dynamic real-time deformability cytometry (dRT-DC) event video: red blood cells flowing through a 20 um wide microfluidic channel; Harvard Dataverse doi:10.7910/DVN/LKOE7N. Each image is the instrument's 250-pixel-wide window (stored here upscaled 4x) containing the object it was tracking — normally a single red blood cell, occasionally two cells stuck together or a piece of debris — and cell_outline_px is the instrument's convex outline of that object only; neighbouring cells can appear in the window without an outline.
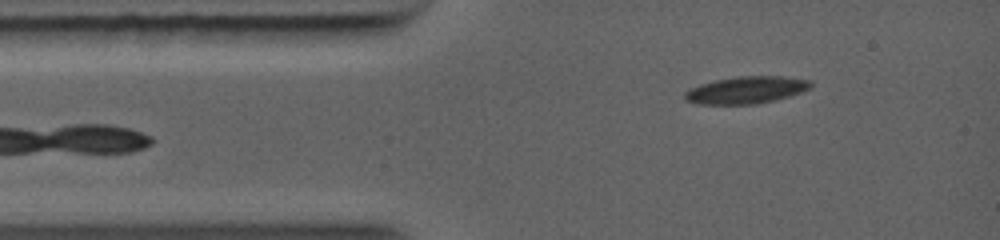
{"species": "common noctule bat (a hibernating species)", "species_latin": "Nyctalus noctula", "temperature_condition": "warm", "stored_images_in_passage": 47, "camera_frame_rate_fps": 5000, "um_per_image_px": 0.085, "animal": {"sex": "female", "body_mass_g": 19.0, "forearm_length_mm": 56.7}, "frame": {"image": 1, "passage_image": 8, "time_ms": 1.2, "image_size_px": [1000, 240], "cell_outline_px": [[812, 84], [808, 88], [800, 92], [788, 96], [756, 104], [700, 104], [684, 100], [684, 92], [688, 88], [700, 84], [716, 80], [736, 76], [784, 76], [812, 80]], "centroid_in_image_um": [63.38, 7.64], "position_along_channel_um": 21.6, "area_um2": 19.88}}
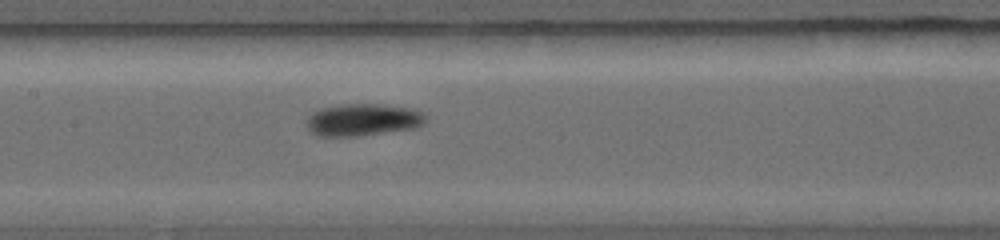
{"frame": {"image": 2, "passage_image": 30, "time_ms": 5.0, "image_size_px": [1000, 240], "cell_outline_px": [[428, 120], [424, 124], [416, 128], [360, 136], [316, 136], [308, 128], [308, 116], [312, 112], [320, 108], [340, 104], [384, 104], [408, 108], [424, 112]], "centroid_in_image_um": [30.88, 10.18], "position_along_channel_um": 176.5, "area_um2": 22.6}}
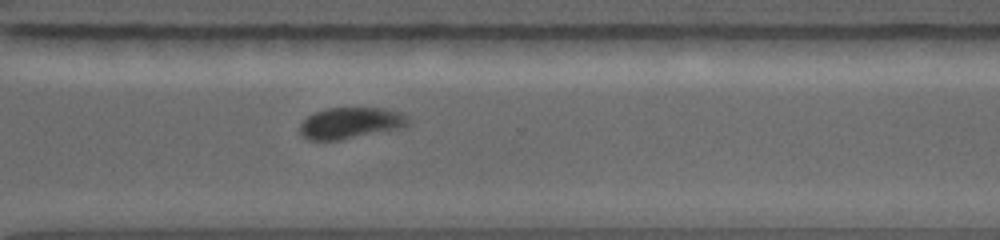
{"frame": {"image": 3, "passage_image": 45, "time_ms": 8.4, "image_size_px": [1000, 240], "cell_outline_px": [[412, 120], [408, 124], [400, 128], [340, 140], [308, 140], [300, 136], [300, 124], [308, 116], [316, 112], [328, 108], [384, 108], [400, 112], [408, 116]], "centroid_in_image_um": [29.8, 10.46], "position_along_channel_um": 340.8, "area_um2": 19.77}}